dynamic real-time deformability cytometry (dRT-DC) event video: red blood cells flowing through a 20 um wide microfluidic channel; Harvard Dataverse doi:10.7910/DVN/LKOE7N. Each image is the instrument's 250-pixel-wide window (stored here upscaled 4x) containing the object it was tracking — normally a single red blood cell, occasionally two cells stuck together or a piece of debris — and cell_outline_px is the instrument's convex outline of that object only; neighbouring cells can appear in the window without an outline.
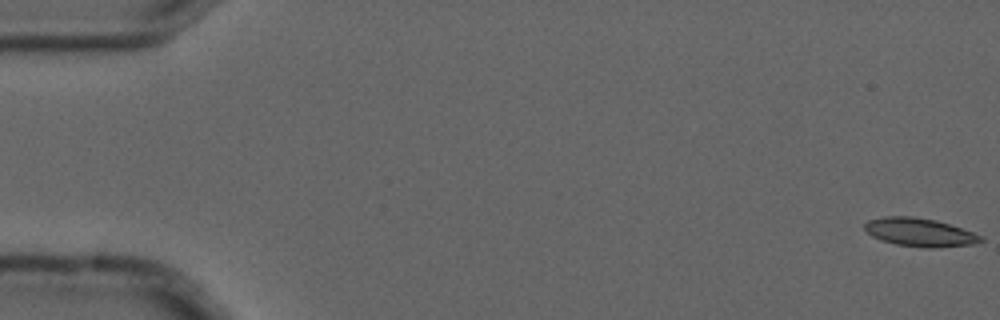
{"species": "common noctule bat (a hibernating species)", "species_latin": "Nyctalus noctula", "temperature_condition": "cold", "stored_images_in_passage": 5, "camera_frame_rate_fps": 3000, "um_per_image_px": 0.085, "animal": {"sex": "male", "forearm_length_mm": 52.5}, "frame": {"image": 1, "passage_image": 1, "time_ms": 0.0, "image_size_px": [1000, 320], "cell_outline_px": [[984, 240], [976, 244], [940, 248], [920, 248], [896, 244], [880, 240], [872, 236], [864, 228], [864, 224], [868, 220], [884, 216], [912, 216], [936, 220], [984, 236]], "centroid_in_image_um": [78.19, 19.76], "position_along_channel_um": 6.8, "area_um2": 19.42}}